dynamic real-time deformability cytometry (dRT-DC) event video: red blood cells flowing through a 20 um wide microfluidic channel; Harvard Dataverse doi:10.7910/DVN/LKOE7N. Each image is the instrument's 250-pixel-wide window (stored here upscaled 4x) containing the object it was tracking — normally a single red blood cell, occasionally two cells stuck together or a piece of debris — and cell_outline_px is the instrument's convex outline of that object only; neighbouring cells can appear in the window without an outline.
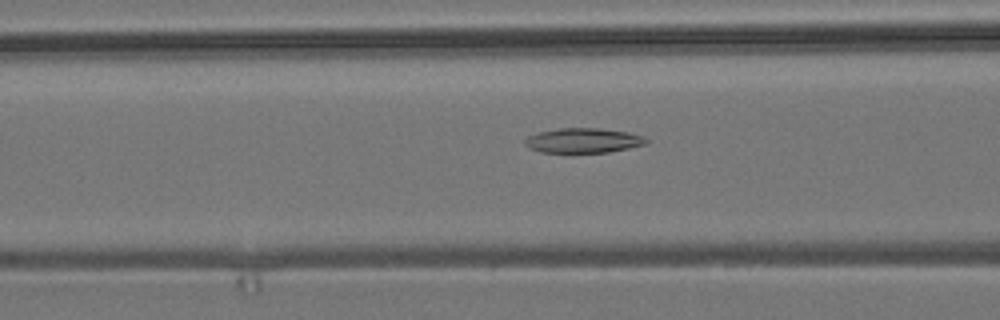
{"species": "common noctule bat (a hibernating species)", "species_latin": "Nyctalus noctula", "temperature_condition": "room temperature", "stored_images_in_passage": 54, "camera_frame_rate_fps": 3000, "um_per_image_px": 0.085, "animal": {"sex": "male", "body_mass_g": 19.2, "forearm_length_mm": 51.8}, "frame": {"image": 1, "passage_image": 21, "time_ms": 6.667, "image_size_px": [1000, 320], "cell_outline_px": [[648, 144], [608, 152], [540, 152], [528, 148], [524, 144], [524, 140], [528, 136], [540, 132], [560, 128], [600, 128], [628, 132], [644, 136], [648, 140]], "centroid_in_image_um": [49.59, 11.94], "position_along_channel_um": 117.0, "area_um2": 17.51}}
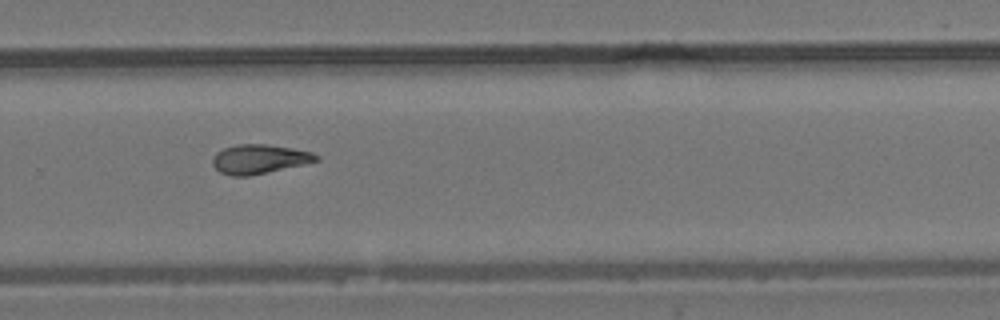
{"frame": {"image": 2, "passage_image": 36, "time_ms": 11.667, "image_size_px": [1000, 320], "cell_outline_px": [[320, 160], [304, 164], [248, 176], [232, 176], [220, 172], [212, 164], [212, 156], [216, 152], [224, 148], [236, 144], [268, 144], [292, 148], [312, 152], [320, 156]], "centroid_in_image_um": [22.03, 13.51], "position_along_channel_um": 307.8, "area_um2": 17.69}}
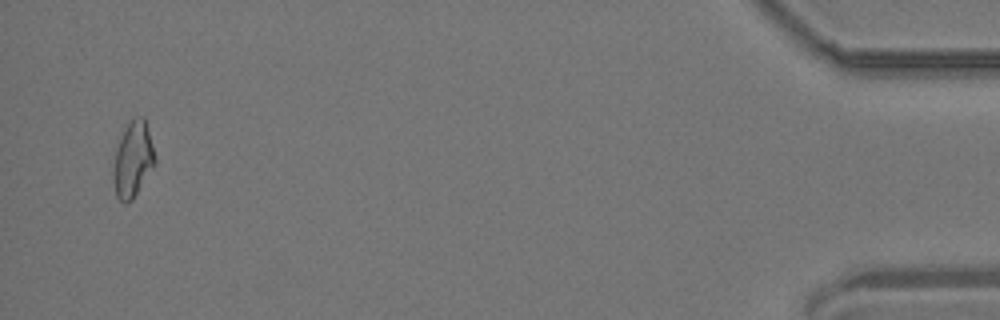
{"frame": {"image": 3, "passage_image": 52, "time_ms": 17.0, "image_size_px": [1000, 320], "cell_outline_px": [[156, 164], [132, 200], [128, 204], [124, 204], [116, 196], [112, 180], [112, 172], [116, 148], [124, 128], [128, 120], [136, 116], [144, 116], [156, 156]], "centroid_in_image_um": [11.29, 13.56], "position_along_channel_um": 423.9, "area_um2": 18.79}, "authors_computed_cell_mechanics": {"area_um2": 17.8313, "velocity_mm_per_s": 3.8265, "shape_relaxation_time_tau1_ms": null, "shape_relaxation_time_tau2_ms": 8.5268, "deformation_change_tau1": null, "deformation_change_tau2": 0.1754}}